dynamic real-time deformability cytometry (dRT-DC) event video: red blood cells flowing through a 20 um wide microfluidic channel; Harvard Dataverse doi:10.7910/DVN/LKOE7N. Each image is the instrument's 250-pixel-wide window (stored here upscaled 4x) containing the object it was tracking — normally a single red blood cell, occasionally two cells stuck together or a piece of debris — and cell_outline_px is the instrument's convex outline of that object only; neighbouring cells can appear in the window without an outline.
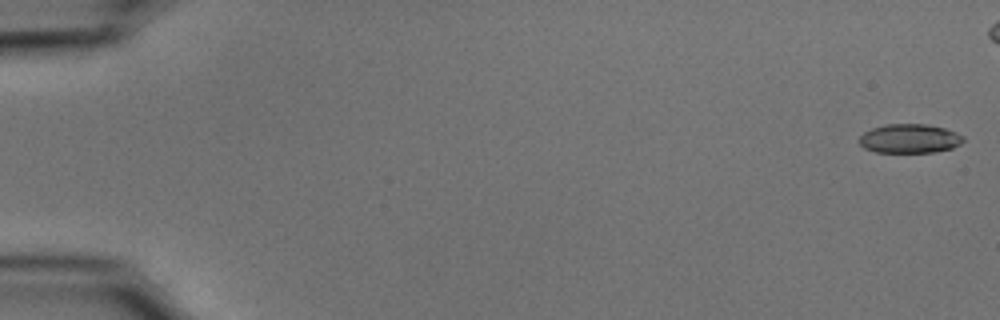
{"species": "common noctule bat (a hibernating species)", "species_latin": "Nyctalus noctula", "temperature_condition": "cold", "stored_images_in_passage": 50, "camera_frame_rate_fps": 3000, "um_per_image_px": 0.085, "animal": {"sex": "male", "body_mass_g": 15.6}, "frame": {"image": 1, "passage_image": 1, "time_ms": 0.0, "image_size_px": [1000, 320], "cell_outline_px": [[964, 140], [960, 144], [952, 148], [936, 152], [876, 152], [864, 148], [860, 144], [860, 136], [864, 132], [872, 128], [888, 124], [924, 124], [944, 128], [956, 132], [964, 136]], "centroid_in_image_um": [77.33, 11.78], "position_along_channel_um": 7.7, "area_um2": 17.57}}
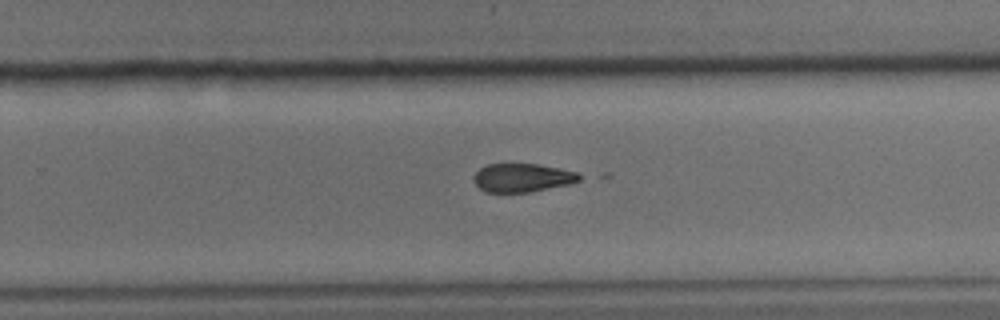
{"frame": {"image": 2, "passage_image": 36, "time_ms": 11.667, "image_size_px": [1000, 320], "cell_outline_px": [[584, 176], [580, 180], [572, 184], [528, 192], [484, 192], [472, 180], [472, 176], [484, 164], [540, 164], [576, 172]], "centroid_in_image_um": [44.4, 15.1], "position_along_channel_um": 285.4, "area_um2": 17.74}}
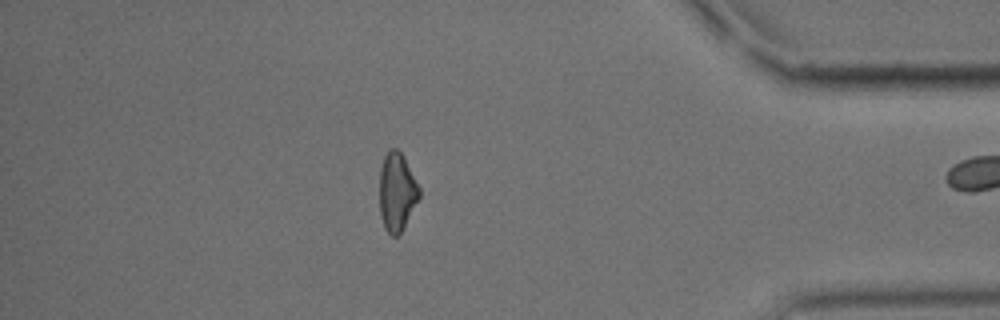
{"frame": {"image": 3, "passage_image": 48, "time_ms": 15.667, "image_size_px": [1000, 320], "cell_outline_px": [[420, 196], [400, 232], [396, 236], [392, 236], [384, 228], [380, 216], [380, 168], [384, 156], [388, 148], [396, 148], [404, 156], [420, 188]], "centroid_in_image_um": [33.72, 16.27], "position_along_channel_um": 401.5, "area_um2": 18.03}, "authors_computed_cell_mechanics": {"area_um2": 18.7272, "velocity_mm_per_s": 3.7188, "shape_relaxation_time_tau1_ms": null, "shape_relaxation_time_tau2_ms": 6.4211, "deformation_change_tau1": null, "deformation_change_tau2": 0.1317}}